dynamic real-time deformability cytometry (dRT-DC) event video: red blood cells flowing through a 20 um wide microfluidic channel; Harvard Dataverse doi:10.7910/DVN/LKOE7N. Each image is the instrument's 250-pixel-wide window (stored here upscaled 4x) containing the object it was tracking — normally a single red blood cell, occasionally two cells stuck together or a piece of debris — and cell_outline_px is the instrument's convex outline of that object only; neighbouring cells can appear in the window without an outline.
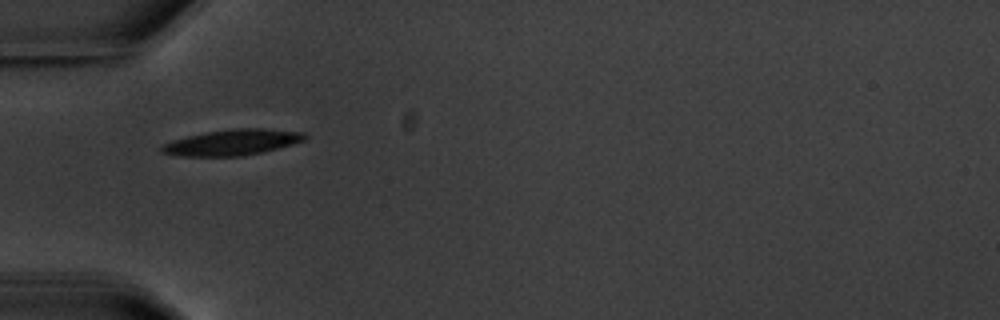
{"species": "common noctule bat (a hibernating species)", "species_latin": "Nyctalus noctula", "temperature_condition": "warm", "stored_images_in_passage": 6, "camera_frame_rate_fps": 3000, "um_per_image_px": 0.085, "animal": {"sex": "male", "body_mass_g": 20.1, "forearm_length_mm": 53.5}, "frame": {"image": 1, "passage_image": 1, "time_ms": 0.0, "image_size_px": [1000, 320], "cell_outline_px": [[308, 136], [304, 140], [292, 144], [264, 152], [244, 156], [176, 156], [160, 152], [160, 144], [172, 140], [188, 136], [208, 132], [232, 128], [264, 128], [304, 132]], "centroid_in_image_um": [19.72, 12.1], "position_along_channel_um": 65.3, "area_um2": 21.73}}